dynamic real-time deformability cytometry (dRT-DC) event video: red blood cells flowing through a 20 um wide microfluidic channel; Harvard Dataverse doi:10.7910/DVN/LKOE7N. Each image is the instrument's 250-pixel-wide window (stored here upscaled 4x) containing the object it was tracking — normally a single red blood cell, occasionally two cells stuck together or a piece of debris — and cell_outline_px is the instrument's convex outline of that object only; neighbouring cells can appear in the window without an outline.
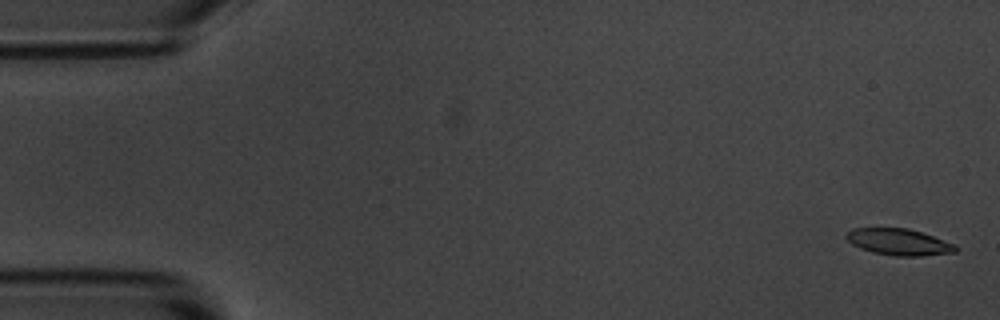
{"species": "common noctule bat (a hibernating species)", "species_latin": "Nyctalus noctula", "temperature_condition": "room temperature", "stored_images_in_passage": 5, "camera_frame_rate_fps": 3000, "um_per_image_px": 0.085, "animal": {"sex": "male", "body_mass_g": 20.1, "forearm_length_mm": 53.5}, "frame": {"image": 1, "passage_image": 1, "time_ms": 0.0, "image_size_px": [1000, 320], "cell_outline_px": [[960, 248], [956, 252], [920, 256], [896, 256], [872, 252], [860, 248], [852, 244], [844, 236], [852, 228], [908, 228], [956, 244]], "centroid_in_image_um": [76.42, 20.57], "position_along_channel_um": 8.6, "area_um2": 16.88}}
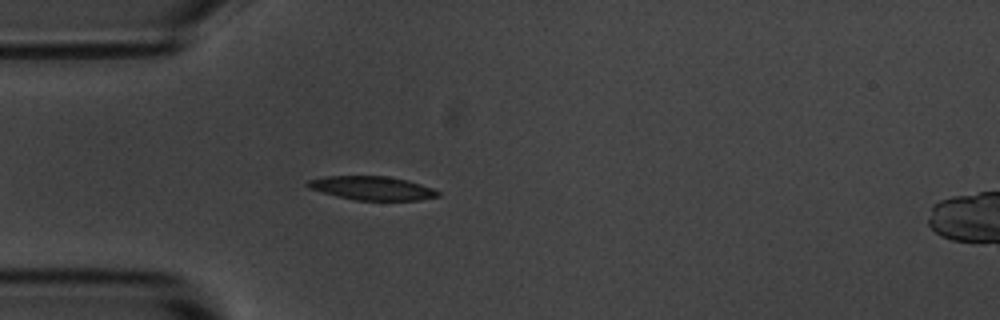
{"frame": {"image": 2, "passage_image": 5, "time_ms": 4.667, "image_size_px": [1000, 320], "cell_outline_px": [[440, 196], [420, 200], [356, 200], [336, 196], [308, 188], [304, 184], [308, 180], [324, 176], [388, 176], [408, 180], [432, 188], [440, 192]], "centroid_in_image_um": [31.61, 15.99], "position_along_channel_um": 53.4, "area_um2": 18.09}}